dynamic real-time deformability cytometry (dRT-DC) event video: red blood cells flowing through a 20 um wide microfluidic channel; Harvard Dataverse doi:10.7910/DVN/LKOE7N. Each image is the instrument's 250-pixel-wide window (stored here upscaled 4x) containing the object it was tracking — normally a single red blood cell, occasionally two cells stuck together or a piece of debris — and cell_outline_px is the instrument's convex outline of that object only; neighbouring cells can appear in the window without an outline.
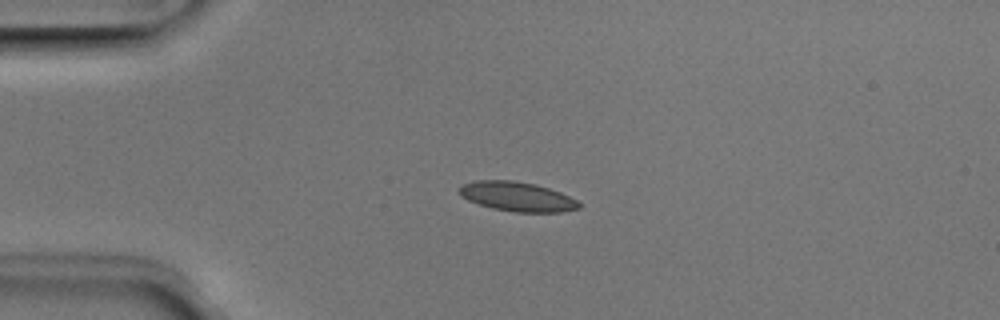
{"species": "Egyptian fruit bat (a non-hibernating species)", "species_latin": "Rousettus aegyptiacus", "temperature_condition": "room temperature", "stored_images_in_passage": 4, "camera_frame_rate_fps": 3000, "um_per_image_px": 0.085, "animal": {"sex": "male"}, "frame": {"image": 1, "passage_image": 3, "time_ms": 0.667, "image_size_px": [1000, 320], "cell_outline_px": [[580, 208], [560, 212], [516, 212], [492, 208], [468, 200], [460, 196], [456, 192], [456, 188], [464, 184], [476, 180], [512, 180], [536, 184], [560, 192], [576, 200], [580, 204]], "centroid_in_image_um": [43.91, 16.7], "position_along_channel_um": 41.1, "area_um2": 20.58}}